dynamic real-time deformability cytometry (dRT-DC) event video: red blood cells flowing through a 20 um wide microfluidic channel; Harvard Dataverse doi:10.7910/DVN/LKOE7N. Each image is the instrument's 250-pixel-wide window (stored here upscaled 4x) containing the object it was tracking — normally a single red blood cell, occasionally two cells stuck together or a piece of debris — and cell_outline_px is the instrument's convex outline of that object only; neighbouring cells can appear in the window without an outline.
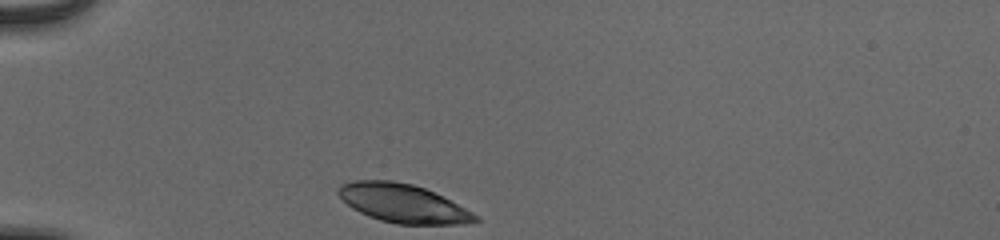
{"species": "human", "species_latin": "Homo sapiens", "temperature_condition": "cold", "stored_images_in_passage": 31, "camera_frame_rate_fps": 3000, "um_per_image_px": 0.085, "donor": {"sex": "male"}, "frame": {"image": 1, "passage_image": 1, "time_ms": 0.0, "image_size_px": [1000, 240], "cell_outline_px": [[480, 220], [460, 224], [396, 224], [380, 220], [368, 216], [352, 208], [336, 192], [340, 184], [352, 180], [392, 180], [412, 184], [424, 188], [480, 216]], "centroid_in_image_um": [34.21, 17.28], "position_along_channel_um": 50.8, "area_um2": 30.46}}
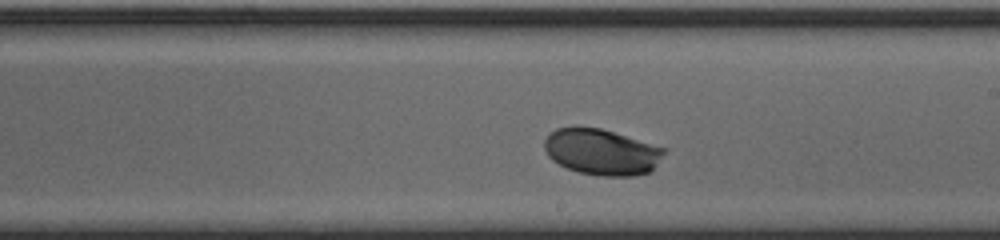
{"frame": {"image": 2, "passage_image": 18, "time_ms": 5.667, "image_size_px": [1000, 240], "cell_outline_px": [[668, 148], [652, 172], [636, 176], [600, 176], [580, 172], [568, 168], [552, 160], [548, 156], [544, 148], [544, 140], [548, 132], [556, 128], [576, 124], [600, 128]], "centroid_in_image_um": [51.13, 12.88], "position_along_channel_um": 237.9, "area_um2": 32.89}}
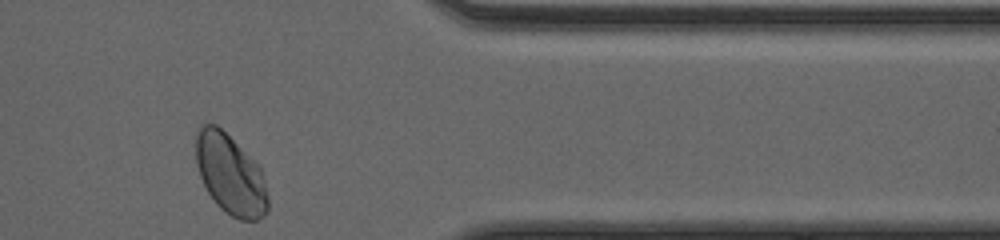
{"frame": {"image": 3, "passage_image": 31, "time_ms": 10.0, "image_size_px": [1000, 240], "cell_outline_px": [[268, 212], [264, 216], [256, 220], [240, 220], [232, 216], [220, 208], [216, 204], [208, 192], [200, 176], [196, 164], [196, 132], [204, 124], [216, 124], [260, 164], [268, 196]], "centroid_in_image_um": [19.6, 14.84], "position_along_channel_um": 391.8, "area_um2": 33.81}, "authors_computed_cell_mechanics": {"area_um2": 32.2524, "velocity_mm_per_s": 3.8169, "shape_relaxation_time_tau1_ms": 1.8247, "shape_relaxation_time_tau2_ms": null, "deformation_change_tau1": 0.1312, "deformation_change_tau2": null}}